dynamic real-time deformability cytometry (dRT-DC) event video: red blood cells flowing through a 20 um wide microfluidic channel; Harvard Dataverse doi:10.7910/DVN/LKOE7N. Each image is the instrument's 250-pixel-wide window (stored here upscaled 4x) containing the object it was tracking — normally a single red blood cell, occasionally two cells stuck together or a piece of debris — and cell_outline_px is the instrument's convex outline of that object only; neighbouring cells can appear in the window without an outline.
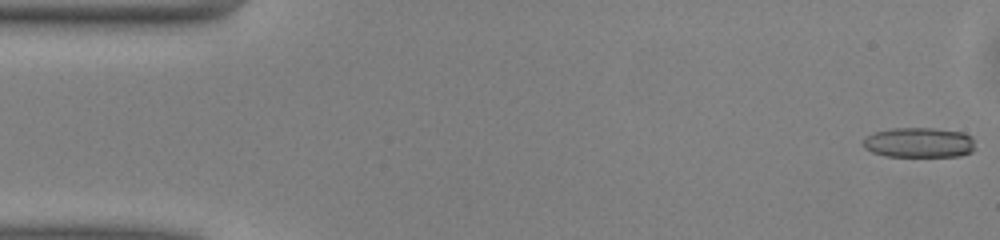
{"species": "common noctule bat (a hibernating species)", "species_latin": "Nyctalus noctula", "temperature_condition": "warm", "stored_images_in_passage": 50, "camera_frame_rate_fps": 3000, "um_per_image_px": 0.085, "animal": {"sex": "male", "body_mass_g": 13.0, "forearm_length_mm": 53.1}, "frame": {"image": 1, "passage_image": 1, "time_ms": 0.0, "image_size_px": [1000, 240], "cell_outline_px": [[972, 152], [960, 156], [884, 156], [872, 152], [864, 148], [864, 136], [876, 132], [892, 128], [932, 128], [964, 132], [972, 136]], "centroid_in_image_um": [78.1, 12.11], "position_along_channel_um": 6.9, "area_um2": 19.59}}
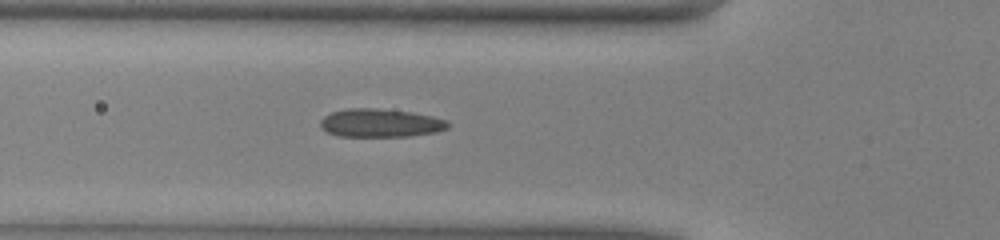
{"frame": {"image": 2, "passage_image": 17, "time_ms": 5.333, "image_size_px": [1000, 240], "cell_outline_px": [[452, 124], [448, 128], [436, 132], [408, 136], [340, 136], [328, 132], [320, 128], [320, 120], [324, 116], [332, 112], [348, 108], [376, 108], [412, 112], [432, 116], [448, 120]], "centroid_in_image_um": [32.36, 10.45], "position_along_channel_um": 93.4, "area_um2": 21.15}}
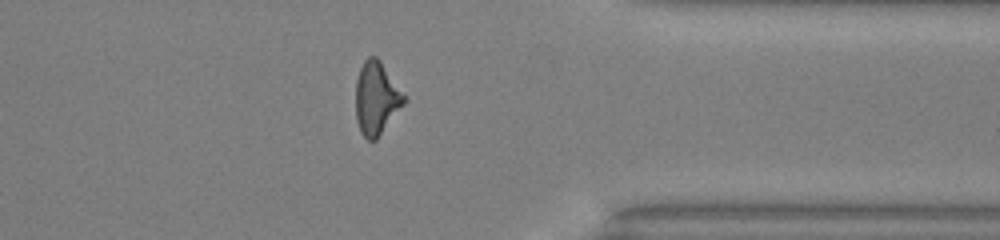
{"frame": {"image": 3, "passage_image": 39, "time_ms": 12.667, "image_size_px": [1000, 240], "cell_outline_px": [[408, 100], [376, 140], [368, 140], [360, 132], [356, 120], [356, 80], [360, 68], [364, 60], [368, 56], [376, 56], [380, 60]], "centroid_in_image_um": [31.99, 8.36], "position_along_channel_um": 379.4, "area_um2": 20.58}, "authors_computed_cell_mechanics": {"area_um2": 20.5479, "velocity_mm_per_s": 4.0823, "shape_relaxation_time_tau1_ms": 10.3939, "shape_relaxation_time_tau2_ms": 1.4466, "deformation_change_tau1": 0.2185, "deformation_change_tau2": 0.1087}}